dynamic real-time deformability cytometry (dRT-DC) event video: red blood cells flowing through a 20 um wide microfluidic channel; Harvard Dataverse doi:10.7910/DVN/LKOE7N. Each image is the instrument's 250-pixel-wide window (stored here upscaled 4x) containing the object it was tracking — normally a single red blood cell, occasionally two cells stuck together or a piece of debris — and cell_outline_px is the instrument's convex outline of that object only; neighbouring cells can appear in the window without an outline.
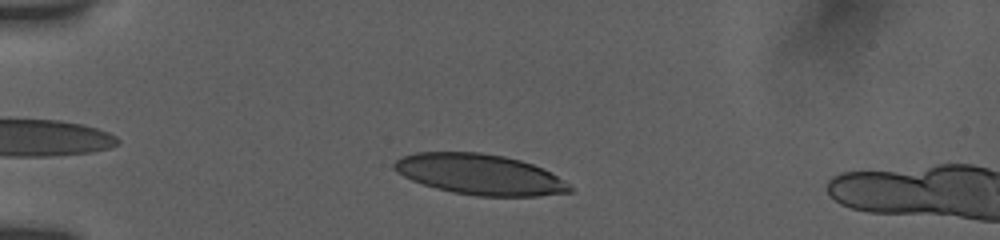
{"species": "human", "species_latin": "Homo sapiens", "temperature_condition": "room temperature", "stored_images_in_passage": 10, "camera_frame_rate_fps": 3000, "um_per_image_px": 0.085, "donor": {"sex": "female"}, "frame": {"image": 1, "passage_image": 6, "time_ms": 2.0, "image_size_px": [1000, 240], "cell_outline_px": [[572, 192], [536, 196], [476, 196], [452, 192], [436, 188], [412, 180], [396, 172], [392, 168], [392, 164], [396, 160], [404, 156], [416, 152], [480, 152], [504, 156], [520, 160], [544, 168], [568, 184], [572, 188]], "centroid_in_image_um": [40.76, 14.82], "position_along_channel_um": 44.2, "area_um2": 41.44}}